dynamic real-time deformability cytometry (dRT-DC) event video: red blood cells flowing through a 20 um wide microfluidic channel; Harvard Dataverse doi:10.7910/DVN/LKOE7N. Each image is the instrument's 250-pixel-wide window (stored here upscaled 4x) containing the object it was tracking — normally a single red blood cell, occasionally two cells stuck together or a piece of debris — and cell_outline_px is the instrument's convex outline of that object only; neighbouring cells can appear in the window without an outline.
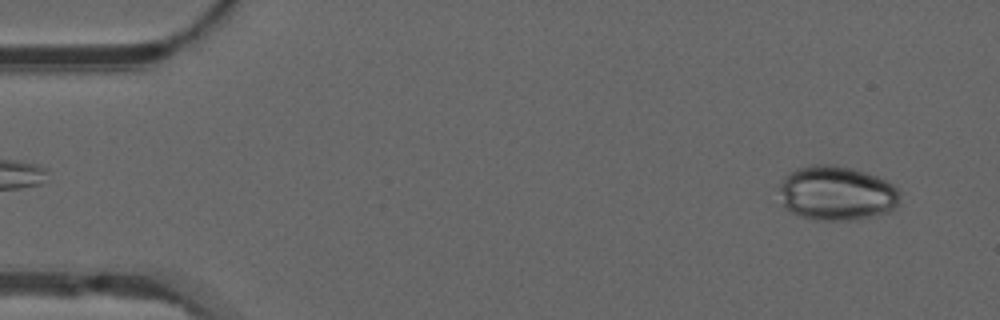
{"species": "common noctule bat (a hibernating species)", "species_latin": "Nyctalus noctula", "temperature_condition": "warm", "stored_images_in_passage": 29, "camera_frame_rate_fps": 3000, "um_per_image_px": 0.085, "animal": {"sex": "male", "forearm_length_mm": 52.5}, "frame": {"image": 1, "passage_image": 3, "time_ms": 0.667, "image_size_px": [1000, 320], "cell_outline_px": [[900, 204], [888, 212], [860, 220], [812, 220], [800, 216], [792, 212], [780, 204], [780, 184], [784, 176], [796, 168], [812, 164], [832, 164], [852, 168], [876, 176], [892, 184], [900, 192]], "centroid_in_image_um": [71.1, 16.43], "position_along_channel_um": 13.9, "area_um2": 38.84}}
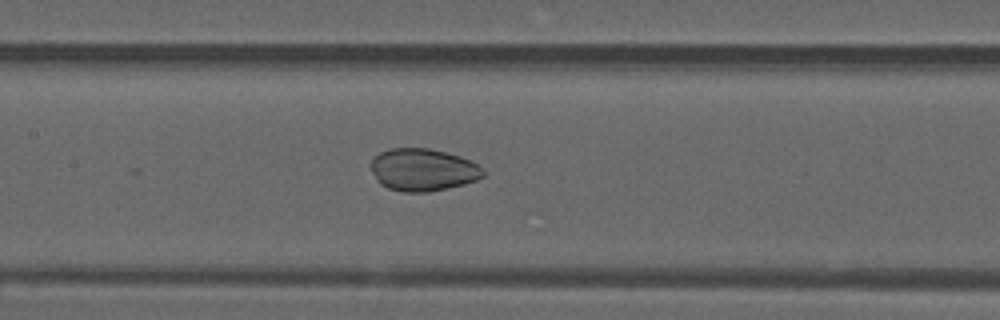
{"frame": {"image": 2, "passage_image": 24, "time_ms": 7.667, "image_size_px": [1000, 320], "cell_outline_px": [[484, 176], [476, 180], [464, 184], [428, 192], [404, 192], [388, 188], [380, 184], [376, 180], [372, 172], [372, 160], [380, 152], [392, 148], [428, 148], [460, 156], [472, 160], [484, 168]], "centroid_in_image_um": [35.98, 14.43], "position_along_channel_um": 171.4, "area_um2": 27.74}}
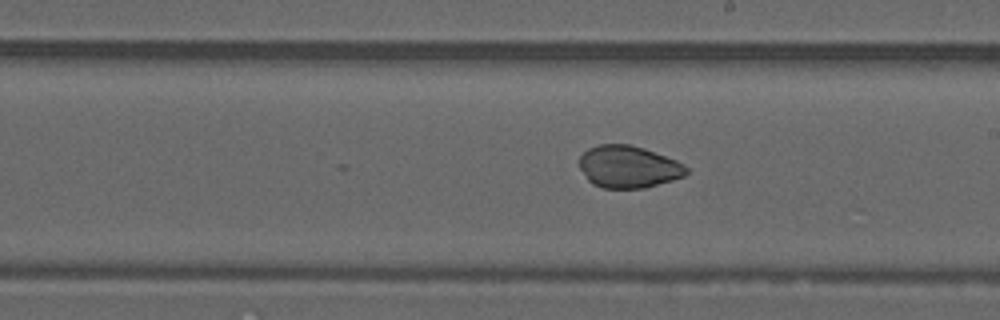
{"frame": {"image": 3, "passage_image": 29, "time_ms": 9.333, "image_size_px": [1000, 320], "cell_outline_px": [[688, 172], [684, 176], [672, 180], [644, 188], [604, 188], [592, 184], [588, 180], [580, 168], [580, 156], [588, 148], [600, 144], [628, 144], [644, 148], [676, 160], [684, 164], [688, 168]], "centroid_in_image_um": [53.42, 14.17], "position_along_channel_um": 235.6, "area_um2": 26.24}}